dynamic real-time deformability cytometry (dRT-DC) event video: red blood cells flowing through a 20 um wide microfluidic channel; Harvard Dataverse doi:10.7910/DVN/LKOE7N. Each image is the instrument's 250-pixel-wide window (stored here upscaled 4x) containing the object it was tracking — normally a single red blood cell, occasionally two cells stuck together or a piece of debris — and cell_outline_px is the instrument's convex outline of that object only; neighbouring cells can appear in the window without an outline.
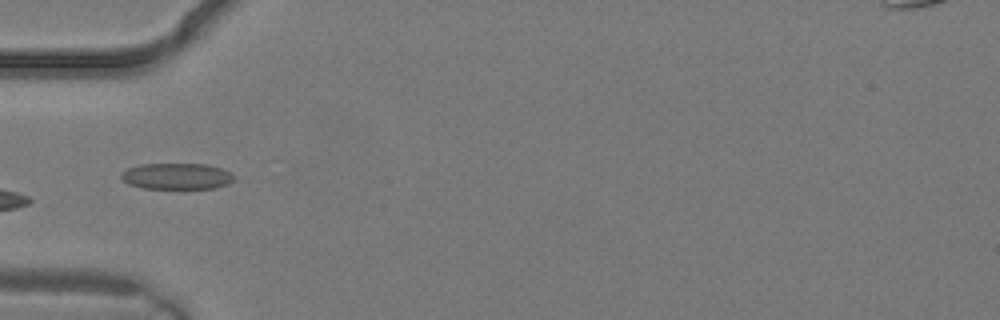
{"species": "common noctule bat (a hibernating species)", "species_latin": "Nyctalus noctula", "temperature_condition": "warm", "stored_images_in_passage": 4, "camera_frame_rate_fps": 3000, "um_per_image_px": 0.085, "animal": {"sex": "male", "body_mass_g": 19.2, "forearm_length_mm": 51.8}, "frame": {"image": 1, "passage_image": 4, "time_ms": 1.0, "image_size_px": [1000, 320], "cell_outline_px": [[232, 180], [228, 184], [216, 188], [144, 188], [128, 184], [120, 176], [128, 168], [140, 164], [204, 164], [220, 168], [232, 172]], "centroid_in_image_um": [15.03, 14.98], "position_along_channel_um": 70.0, "area_um2": 16.99}}